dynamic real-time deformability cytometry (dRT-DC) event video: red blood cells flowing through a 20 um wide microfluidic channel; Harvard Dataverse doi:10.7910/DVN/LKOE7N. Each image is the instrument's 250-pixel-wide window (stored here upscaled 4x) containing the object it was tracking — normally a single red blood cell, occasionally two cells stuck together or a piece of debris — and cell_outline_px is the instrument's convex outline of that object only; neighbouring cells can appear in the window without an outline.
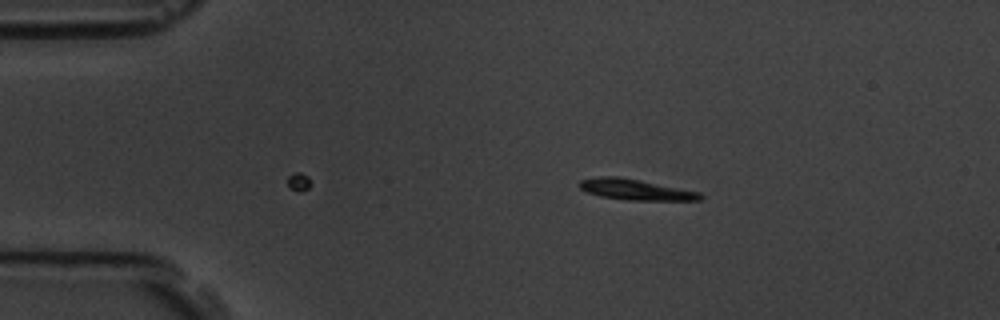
{"species": "common noctule bat (a hibernating species)", "species_latin": "Nyctalus noctula", "temperature_condition": "room temperature", "stored_images_in_passage": 8, "camera_frame_rate_fps": 3000, "um_per_image_px": 0.085, "animal": {"sex": "male", "body_mass_g": 19.5, "forearm_length_mm": 54.6}, "frame": {"image": 1, "passage_image": 8, "time_ms": 2.333, "image_size_px": [1000, 320], "cell_outline_px": [[704, 196], [700, 200], [628, 200], [600, 196], [588, 192], [580, 188], [576, 184], [580, 180], [600, 176], [620, 176], [700, 192]], "centroid_in_image_um": [54.0, 16.1], "position_along_channel_um": 31.0, "area_um2": 14.62}}